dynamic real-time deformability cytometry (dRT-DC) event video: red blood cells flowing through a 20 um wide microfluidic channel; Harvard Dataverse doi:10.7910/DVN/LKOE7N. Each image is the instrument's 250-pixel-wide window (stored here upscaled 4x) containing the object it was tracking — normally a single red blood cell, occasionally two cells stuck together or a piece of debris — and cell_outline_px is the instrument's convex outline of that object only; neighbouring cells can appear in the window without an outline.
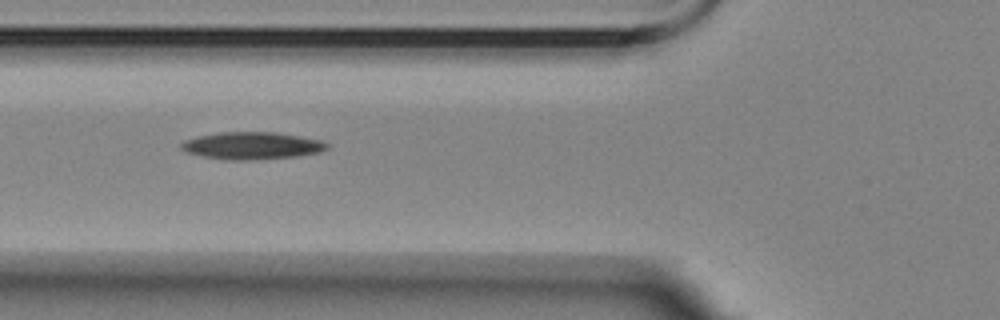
{"species": "Egyptian fruit bat (a non-hibernating species)", "species_latin": "Rousettus aegyptiacus", "temperature_condition": "room temperature", "stored_images_in_passage": 9, "camera_frame_rate_fps": 3000, "um_per_image_px": 0.085, "animal": {"sex": "female"}, "frame": {"image": 1, "passage_image": 6, "time_ms": 5.667, "image_size_px": [1000, 320], "cell_outline_px": [[328, 148], [316, 152], [296, 156], [248, 160], [228, 160], [204, 156], [188, 152], [180, 148], [180, 144], [184, 140], [200, 136], [220, 132], [276, 132], [300, 136], [320, 140], [328, 144]], "centroid_in_image_um": [21.39, 12.37], "position_along_channel_um": 104.4, "area_um2": 22.83}}
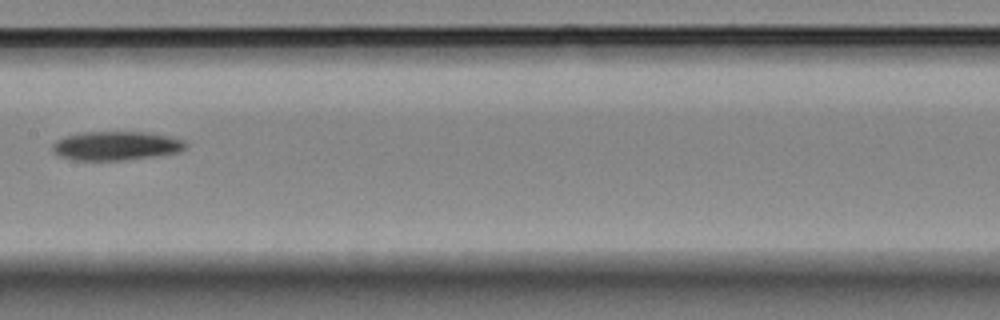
{"frame": {"image": 2, "passage_image": 8, "time_ms": 8.333, "image_size_px": [1000, 320], "cell_outline_px": [[188, 144], [180, 152], [124, 160], [76, 160], [60, 156], [52, 152], [52, 144], [56, 140], [64, 136], [80, 132], [148, 132], [172, 136], [184, 140]], "centroid_in_image_um": [9.86, 12.38], "position_along_channel_um": 197.5, "area_um2": 22.6}}
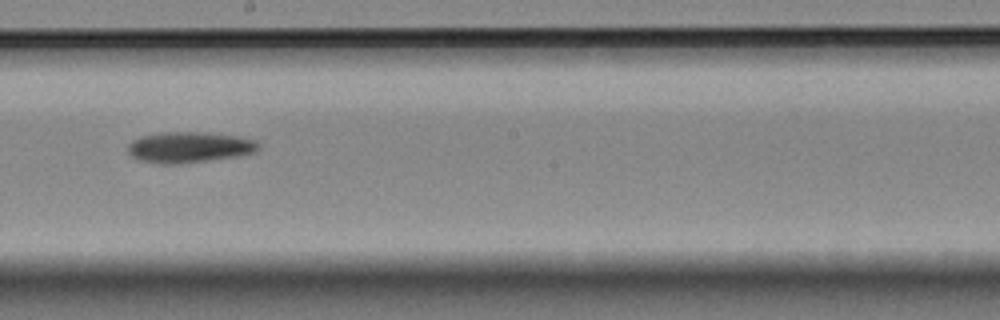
{"frame": {"image": 3, "passage_image": 9, "time_ms": 9.333, "image_size_px": [1000, 320], "cell_outline_px": [[260, 144], [252, 152], [232, 156], [176, 164], [160, 164], [140, 160], [132, 156], [128, 152], [128, 144], [132, 140], [140, 136], [160, 132], [204, 132], [236, 136], [256, 140]], "centroid_in_image_um": [16.0, 12.49], "position_along_channel_um": 232.2, "area_um2": 23.06}}